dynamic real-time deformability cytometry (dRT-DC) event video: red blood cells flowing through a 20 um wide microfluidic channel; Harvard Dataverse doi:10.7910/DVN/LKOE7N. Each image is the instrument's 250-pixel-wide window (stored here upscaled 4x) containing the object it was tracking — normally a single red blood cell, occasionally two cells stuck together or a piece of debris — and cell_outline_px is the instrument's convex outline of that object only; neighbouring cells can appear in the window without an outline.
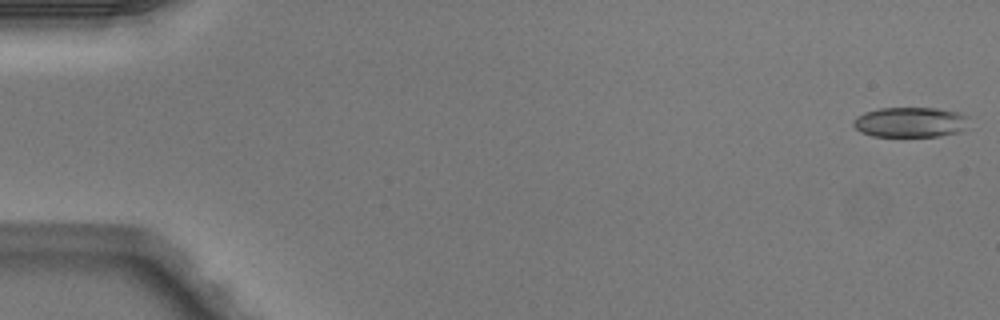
{"species": "Egyptian fruit bat (a non-hibernating species)", "species_latin": "Rousettus aegyptiacus", "temperature_condition": "warm", "stored_images_in_passage": 6, "camera_frame_rate_fps": 3000, "um_per_image_px": 0.085, "animal": {"sex": "male"}, "frame": {"image": 1, "passage_image": 1, "time_ms": 0.0, "image_size_px": [1000, 320], "cell_outline_px": [[968, 116], [964, 128], [960, 132], [940, 136], [872, 136], [860, 132], [852, 124], [852, 120], [856, 116], [864, 112], [880, 108], [936, 108], [960, 112]], "centroid_in_image_um": [77.34, 10.38], "position_along_channel_um": 7.7, "area_um2": 20.4}}
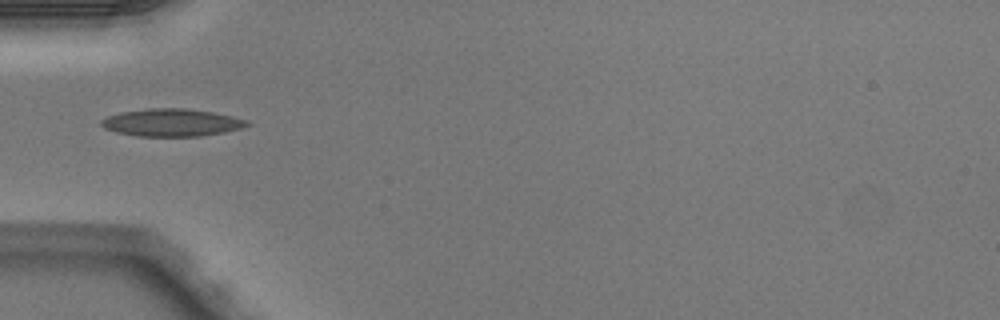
{"frame": {"image": 2, "passage_image": 5, "time_ms": 1.333, "image_size_px": [1000, 320], "cell_outline_px": [[252, 124], [240, 128], [224, 132], [200, 136], [136, 136], [116, 132], [104, 128], [100, 124], [100, 120], [108, 116], [120, 112], [148, 108], [184, 108], [212, 112], [244, 120]], "centroid_in_image_um": [14.52, 10.42], "position_along_channel_um": 70.5, "area_um2": 23.18}}
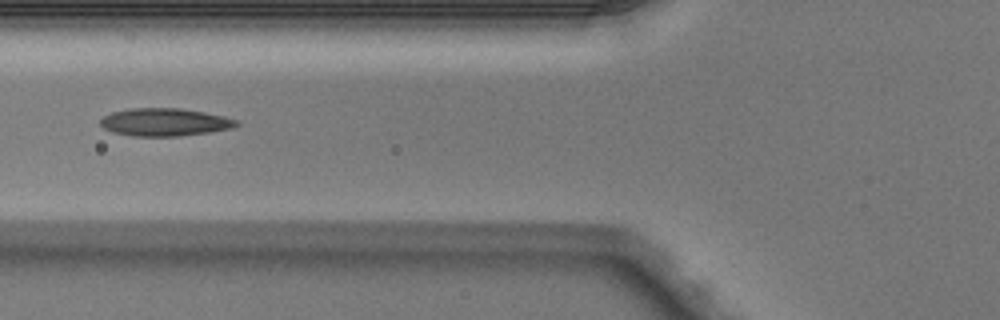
{"frame": {"image": 3, "passage_image": 6, "time_ms": 1.667, "image_size_px": [1000, 320], "cell_outline_px": [[240, 124], [232, 128], [212, 132], [180, 136], [132, 136], [112, 132], [104, 128], [100, 124], [100, 120], [104, 116], [112, 112], [128, 108], [180, 108], [204, 112], [224, 116], [240, 120]], "centroid_in_image_um": [14.03, 10.38], "position_along_channel_um": 111.8, "area_um2": 22.25}}